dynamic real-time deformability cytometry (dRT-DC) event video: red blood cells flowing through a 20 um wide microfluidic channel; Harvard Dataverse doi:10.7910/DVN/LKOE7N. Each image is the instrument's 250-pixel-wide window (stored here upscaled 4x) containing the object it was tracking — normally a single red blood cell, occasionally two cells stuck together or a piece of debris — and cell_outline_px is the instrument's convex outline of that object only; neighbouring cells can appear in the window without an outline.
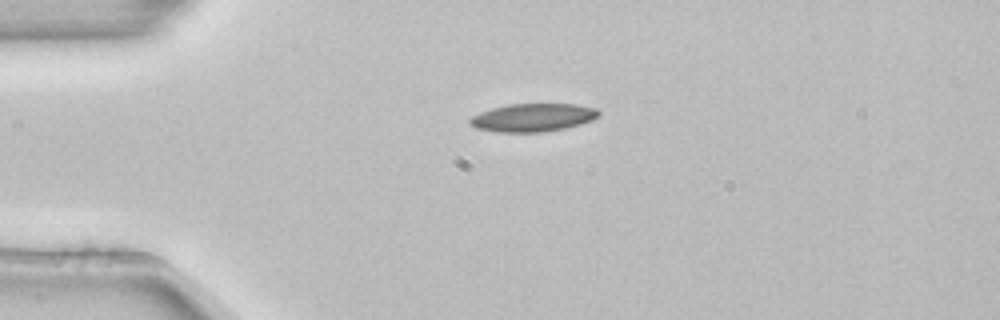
{"species": "common noctule bat (a hibernating species)", "species_latin": "Nyctalus noctula", "temperature_condition": "room temperature", "stored_images_in_passage": 3, "camera_frame_rate_fps": 3000, "um_per_image_px": 0.085, "animal": {"sex": "female", "body_mass_g": 22.7, "forearm_length_mm": 54.2}, "frame": {"image": 1, "passage_image": 1, "time_ms": 0.0, "image_size_px": [1000, 320], "cell_outline_px": [[600, 116], [592, 120], [580, 124], [564, 128], [544, 132], [496, 132], [476, 128], [468, 124], [468, 120], [472, 116], [480, 112], [492, 108], [508, 104], [576, 104], [596, 108], [600, 112]], "centroid_in_image_um": [45.28, 9.99], "position_along_channel_um": 39.7, "area_um2": 21.21}}